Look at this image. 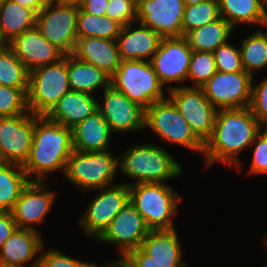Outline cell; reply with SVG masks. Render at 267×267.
<instances>
[{"label":"cell","instance_id":"cell-40","mask_svg":"<svg viewBox=\"0 0 267 267\" xmlns=\"http://www.w3.org/2000/svg\"><path fill=\"white\" fill-rule=\"evenodd\" d=\"M249 108L262 128H267V76L263 81L252 84Z\"/></svg>","mask_w":267,"mask_h":267},{"label":"cell","instance_id":"cell-33","mask_svg":"<svg viewBox=\"0 0 267 267\" xmlns=\"http://www.w3.org/2000/svg\"><path fill=\"white\" fill-rule=\"evenodd\" d=\"M29 71L5 45L0 50V85L11 88H28Z\"/></svg>","mask_w":267,"mask_h":267},{"label":"cell","instance_id":"cell-15","mask_svg":"<svg viewBox=\"0 0 267 267\" xmlns=\"http://www.w3.org/2000/svg\"><path fill=\"white\" fill-rule=\"evenodd\" d=\"M149 230L141 214L129 201L96 240L118 245V257L122 259L129 251L141 247Z\"/></svg>","mask_w":267,"mask_h":267},{"label":"cell","instance_id":"cell-31","mask_svg":"<svg viewBox=\"0 0 267 267\" xmlns=\"http://www.w3.org/2000/svg\"><path fill=\"white\" fill-rule=\"evenodd\" d=\"M122 25L106 15L95 16L79 8L77 18V38L95 37L116 40Z\"/></svg>","mask_w":267,"mask_h":267},{"label":"cell","instance_id":"cell-9","mask_svg":"<svg viewBox=\"0 0 267 267\" xmlns=\"http://www.w3.org/2000/svg\"><path fill=\"white\" fill-rule=\"evenodd\" d=\"M78 12L79 5L51 0L36 15L35 27L65 55L72 54L78 39Z\"/></svg>","mask_w":267,"mask_h":267},{"label":"cell","instance_id":"cell-47","mask_svg":"<svg viewBox=\"0 0 267 267\" xmlns=\"http://www.w3.org/2000/svg\"><path fill=\"white\" fill-rule=\"evenodd\" d=\"M59 3H64V4H76L79 5L83 0H54Z\"/></svg>","mask_w":267,"mask_h":267},{"label":"cell","instance_id":"cell-29","mask_svg":"<svg viewBox=\"0 0 267 267\" xmlns=\"http://www.w3.org/2000/svg\"><path fill=\"white\" fill-rule=\"evenodd\" d=\"M234 28L221 16L202 27L187 33L184 37L192 51L213 52L222 44L228 42V38Z\"/></svg>","mask_w":267,"mask_h":267},{"label":"cell","instance_id":"cell-44","mask_svg":"<svg viewBox=\"0 0 267 267\" xmlns=\"http://www.w3.org/2000/svg\"><path fill=\"white\" fill-rule=\"evenodd\" d=\"M108 0H83L79 4V8L85 12L95 16L106 15Z\"/></svg>","mask_w":267,"mask_h":267},{"label":"cell","instance_id":"cell-8","mask_svg":"<svg viewBox=\"0 0 267 267\" xmlns=\"http://www.w3.org/2000/svg\"><path fill=\"white\" fill-rule=\"evenodd\" d=\"M168 143L203 154L204 142L194 133L174 103L166 97L145 110V127Z\"/></svg>","mask_w":267,"mask_h":267},{"label":"cell","instance_id":"cell-30","mask_svg":"<svg viewBox=\"0 0 267 267\" xmlns=\"http://www.w3.org/2000/svg\"><path fill=\"white\" fill-rule=\"evenodd\" d=\"M29 179L18 164L0 161V211L10 212Z\"/></svg>","mask_w":267,"mask_h":267},{"label":"cell","instance_id":"cell-3","mask_svg":"<svg viewBox=\"0 0 267 267\" xmlns=\"http://www.w3.org/2000/svg\"><path fill=\"white\" fill-rule=\"evenodd\" d=\"M124 153L123 157H118L119 170L130 179H136V182H127V185L165 183L167 179L170 180L182 174L180 164L161 146L142 142L128 148Z\"/></svg>","mask_w":267,"mask_h":267},{"label":"cell","instance_id":"cell-48","mask_svg":"<svg viewBox=\"0 0 267 267\" xmlns=\"http://www.w3.org/2000/svg\"><path fill=\"white\" fill-rule=\"evenodd\" d=\"M184 2V5H193V4H199L201 2L207 1V0H182Z\"/></svg>","mask_w":267,"mask_h":267},{"label":"cell","instance_id":"cell-26","mask_svg":"<svg viewBox=\"0 0 267 267\" xmlns=\"http://www.w3.org/2000/svg\"><path fill=\"white\" fill-rule=\"evenodd\" d=\"M67 71L70 90L92 95L97 87L104 90L110 86L109 75L93 64L77 59L72 54L67 55Z\"/></svg>","mask_w":267,"mask_h":267},{"label":"cell","instance_id":"cell-32","mask_svg":"<svg viewBox=\"0 0 267 267\" xmlns=\"http://www.w3.org/2000/svg\"><path fill=\"white\" fill-rule=\"evenodd\" d=\"M241 60L244 71L253 73L267 68V31L258 29L241 43Z\"/></svg>","mask_w":267,"mask_h":267},{"label":"cell","instance_id":"cell-28","mask_svg":"<svg viewBox=\"0 0 267 267\" xmlns=\"http://www.w3.org/2000/svg\"><path fill=\"white\" fill-rule=\"evenodd\" d=\"M35 23L36 14L31 9L12 0L0 5V38L5 44L34 28Z\"/></svg>","mask_w":267,"mask_h":267},{"label":"cell","instance_id":"cell-46","mask_svg":"<svg viewBox=\"0 0 267 267\" xmlns=\"http://www.w3.org/2000/svg\"><path fill=\"white\" fill-rule=\"evenodd\" d=\"M84 267H124V266H123L122 259L119 258L118 260H113L109 262L108 264H104V265L101 264L100 266H98L97 264L88 262Z\"/></svg>","mask_w":267,"mask_h":267},{"label":"cell","instance_id":"cell-12","mask_svg":"<svg viewBox=\"0 0 267 267\" xmlns=\"http://www.w3.org/2000/svg\"><path fill=\"white\" fill-rule=\"evenodd\" d=\"M253 77L245 72L217 71L201 88L217 109L249 107Z\"/></svg>","mask_w":267,"mask_h":267},{"label":"cell","instance_id":"cell-42","mask_svg":"<svg viewBox=\"0 0 267 267\" xmlns=\"http://www.w3.org/2000/svg\"><path fill=\"white\" fill-rule=\"evenodd\" d=\"M122 262L124 267H189L186 264H159L140 247L129 251L122 258Z\"/></svg>","mask_w":267,"mask_h":267},{"label":"cell","instance_id":"cell-36","mask_svg":"<svg viewBox=\"0 0 267 267\" xmlns=\"http://www.w3.org/2000/svg\"><path fill=\"white\" fill-rule=\"evenodd\" d=\"M28 88H11L0 85V118L14 117L28 112Z\"/></svg>","mask_w":267,"mask_h":267},{"label":"cell","instance_id":"cell-39","mask_svg":"<svg viewBox=\"0 0 267 267\" xmlns=\"http://www.w3.org/2000/svg\"><path fill=\"white\" fill-rule=\"evenodd\" d=\"M253 145L254 150L249 173L252 175L267 174V128H262L256 134L251 146Z\"/></svg>","mask_w":267,"mask_h":267},{"label":"cell","instance_id":"cell-13","mask_svg":"<svg viewBox=\"0 0 267 267\" xmlns=\"http://www.w3.org/2000/svg\"><path fill=\"white\" fill-rule=\"evenodd\" d=\"M192 52L184 36L162 38L150 61L162 86L173 82L185 83Z\"/></svg>","mask_w":267,"mask_h":267},{"label":"cell","instance_id":"cell-27","mask_svg":"<svg viewBox=\"0 0 267 267\" xmlns=\"http://www.w3.org/2000/svg\"><path fill=\"white\" fill-rule=\"evenodd\" d=\"M220 16L233 28L237 23L265 25L267 8L263 0H218Z\"/></svg>","mask_w":267,"mask_h":267},{"label":"cell","instance_id":"cell-4","mask_svg":"<svg viewBox=\"0 0 267 267\" xmlns=\"http://www.w3.org/2000/svg\"><path fill=\"white\" fill-rule=\"evenodd\" d=\"M129 189L130 203L150 230L175 228L174 216L181 198L173 188L165 183H137Z\"/></svg>","mask_w":267,"mask_h":267},{"label":"cell","instance_id":"cell-19","mask_svg":"<svg viewBox=\"0 0 267 267\" xmlns=\"http://www.w3.org/2000/svg\"><path fill=\"white\" fill-rule=\"evenodd\" d=\"M6 46L29 72L40 66L57 62L65 56L60 49L46 40L36 27L13 38Z\"/></svg>","mask_w":267,"mask_h":267},{"label":"cell","instance_id":"cell-49","mask_svg":"<svg viewBox=\"0 0 267 267\" xmlns=\"http://www.w3.org/2000/svg\"><path fill=\"white\" fill-rule=\"evenodd\" d=\"M262 239H263V243H264V249L266 250V263H267V233L265 234H263V236H262Z\"/></svg>","mask_w":267,"mask_h":267},{"label":"cell","instance_id":"cell-23","mask_svg":"<svg viewBox=\"0 0 267 267\" xmlns=\"http://www.w3.org/2000/svg\"><path fill=\"white\" fill-rule=\"evenodd\" d=\"M98 100L85 92H66L45 115L50 120L70 129L97 111Z\"/></svg>","mask_w":267,"mask_h":267},{"label":"cell","instance_id":"cell-20","mask_svg":"<svg viewBox=\"0 0 267 267\" xmlns=\"http://www.w3.org/2000/svg\"><path fill=\"white\" fill-rule=\"evenodd\" d=\"M137 24L139 25L136 29H133L132 23L123 26L116 39L122 61H151L163 38L140 22Z\"/></svg>","mask_w":267,"mask_h":267},{"label":"cell","instance_id":"cell-7","mask_svg":"<svg viewBox=\"0 0 267 267\" xmlns=\"http://www.w3.org/2000/svg\"><path fill=\"white\" fill-rule=\"evenodd\" d=\"M119 170L118 158L108 150L80 152L73 150L65 168V179L82 191L102 189L113 185Z\"/></svg>","mask_w":267,"mask_h":267},{"label":"cell","instance_id":"cell-11","mask_svg":"<svg viewBox=\"0 0 267 267\" xmlns=\"http://www.w3.org/2000/svg\"><path fill=\"white\" fill-rule=\"evenodd\" d=\"M130 201L129 185L113 184L102 189L92 199L79 219L87 237L97 239L109 226L118 212Z\"/></svg>","mask_w":267,"mask_h":267},{"label":"cell","instance_id":"cell-45","mask_svg":"<svg viewBox=\"0 0 267 267\" xmlns=\"http://www.w3.org/2000/svg\"><path fill=\"white\" fill-rule=\"evenodd\" d=\"M18 4L31 9L36 15L51 1V0H12Z\"/></svg>","mask_w":267,"mask_h":267},{"label":"cell","instance_id":"cell-17","mask_svg":"<svg viewBox=\"0 0 267 267\" xmlns=\"http://www.w3.org/2000/svg\"><path fill=\"white\" fill-rule=\"evenodd\" d=\"M137 22L162 37H182V0H137Z\"/></svg>","mask_w":267,"mask_h":267},{"label":"cell","instance_id":"cell-18","mask_svg":"<svg viewBox=\"0 0 267 267\" xmlns=\"http://www.w3.org/2000/svg\"><path fill=\"white\" fill-rule=\"evenodd\" d=\"M55 194L56 192L50 191L43 181H29L10 211L17 228L37 231L33 225L45 221Z\"/></svg>","mask_w":267,"mask_h":267},{"label":"cell","instance_id":"cell-1","mask_svg":"<svg viewBox=\"0 0 267 267\" xmlns=\"http://www.w3.org/2000/svg\"><path fill=\"white\" fill-rule=\"evenodd\" d=\"M262 129L249 107L218 109L211 136L204 142L206 167L220 161L241 170L236 156L251 147L256 134Z\"/></svg>","mask_w":267,"mask_h":267},{"label":"cell","instance_id":"cell-52","mask_svg":"<svg viewBox=\"0 0 267 267\" xmlns=\"http://www.w3.org/2000/svg\"><path fill=\"white\" fill-rule=\"evenodd\" d=\"M8 0H0V5H2L3 3H5Z\"/></svg>","mask_w":267,"mask_h":267},{"label":"cell","instance_id":"cell-16","mask_svg":"<svg viewBox=\"0 0 267 267\" xmlns=\"http://www.w3.org/2000/svg\"><path fill=\"white\" fill-rule=\"evenodd\" d=\"M103 102L97 103V110L117 133L145 130V109L130 101L111 85L103 90Z\"/></svg>","mask_w":267,"mask_h":267},{"label":"cell","instance_id":"cell-38","mask_svg":"<svg viewBox=\"0 0 267 267\" xmlns=\"http://www.w3.org/2000/svg\"><path fill=\"white\" fill-rule=\"evenodd\" d=\"M137 0H108L106 16L122 26L137 23Z\"/></svg>","mask_w":267,"mask_h":267},{"label":"cell","instance_id":"cell-35","mask_svg":"<svg viewBox=\"0 0 267 267\" xmlns=\"http://www.w3.org/2000/svg\"><path fill=\"white\" fill-rule=\"evenodd\" d=\"M217 72L213 52L193 51L187 80L201 88Z\"/></svg>","mask_w":267,"mask_h":267},{"label":"cell","instance_id":"cell-43","mask_svg":"<svg viewBox=\"0 0 267 267\" xmlns=\"http://www.w3.org/2000/svg\"><path fill=\"white\" fill-rule=\"evenodd\" d=\"M16 228L17 225L11 212L0 211V250L4 242L11 236Z\"/></svg>","mask_w":267,"mask_h":267},{"label":"cell","instance_id":"cell-24","mask_svg":"<svg viewBox=\"0 0 267 267\" xmlns=\"http://www.w3.org/2000/svg\"><path fill=\"white\" fill-rule=\"evenodd\" d=\"M111 133L109 123L97 110L72 128L73 150L80 152L107 151Z\"/></svg>","mask_w":267,"mask_h":267},{"label":"cell","instance_id":"cell-2","mask_svg":"<svg viewBox=\"0 0 267 267\" xmlns=\"http://www.w3.org/2000/svg\"><path fill=\"white\" fill-rule=\"evenodd\" d=\"M72 152V129L46 116L34 115L32 147L22 166L29 181L44 182L48 173L58 170L64 175Z\"/></svg>","mask_w":267,"mask_h":267},{"label":"cell","instance_id":"cell-51","mask_svg":"<svg viewBox=\"0 0 267 267\" xmlns=\"http://www.w3.org/2000/svg\"><path fill=\"white\" fill-rule=\"evenodd\" d=\"M6 44L1 40L0 38V50L5 46Z\"/></svg>","mask_w":267,"mask_h":267},{"label":"cell","instance_id":"cell-37","mask_svg":"<svg viewBox=\"0 0 267 267\" xmlns=\"http://www.w3.org/2000/svg\"><path fill=\"white\" fill-rule=\"evenodd\" d=\"M217 71L231 73L244 71L240 49L229 41L213 51Z\"/></svg>","mask_w":267,"mask_h":267},{"label":"cell","instance_id":"cell-6","mask_svg":"<svg viewBox=\"0 0 267 267\" xmlns=\"http://www.w3.org/2000/svg\"><path fill=\"white\" fill-rule=\"evenodd\" d=\"M68 91L70 87L65 55L57 62L29 72L28 111L33 115L45 116Z\"/></svg>","mask_w":267,"mask_h":267},{"label":"cell","instance_id":"cell-41","mask_svg":"<svg viewBox=\"0 0 267 267\" xmlns=\"http://www.w3.org/2000/svg\"><path fill=\"white\" fill-rule=\"evenodd\" d=\"M87 263L59 250L50 249L39 254L38 267H84Z\"/></svg>","mask_w":267,"mask_h":267},{"label":"cell","instance_id":"cell-50","mask_svg":"<svg viewBox=\"0 0 267 267\" xmlns=\"http://www.w3.org/2000/svg\"><path fill=\"white\" fill-rule=\"evenodd\" d=\"M38 263H39V257L36 258V260H34V262L31 264V266L29 265V267H38ZM11 267H26V266H11Z\"/></svg>","mask_w":267,"mask_h":267},{"label":"cell","instance_id":"cell-10","mask_svg":"<svg viewBox=\"0 0 267 267\" xmlns=\"http://www.w3.org/2000/svg\"><path fill=\"white\" fill-rule=\"evenodd\" d=\"M167 93L194 133L205 142L211 136L218 109L205 97L203 89L173 85Z\"/></svg>","mask_w":267,"mask_h":267},{"label":"cell","instance_id":"cell-5","mask_svg":"<svg viewBox=\"0 0 267 267\" xmlns=\"http://www.w3.org/2000/svg\"><path fill=\"white\" fill-rule=\"evenodd\" d=\"M110 85L145 110L166 98L150 61H121L110 78Z\"/></svg>","mask_w":267,"mask_h":267},{"label":"cell","instance_id":"cell-22","mask_svg":"<svg viewBox=\"0 0 267 267\" xmlns=\"http://www.w3.org/2000/svg\"><path fill=\"white\" fill-rule=\"evenodd\" d=\"M39 232L16 228L0 250V267L27 266L37 253L44 251ZM25 264V265H24Z\"/></svg>","mask_w":267,"mask_h":267},{"label":"cell","instance_id":"cell-34","mask_svg":"<svg viewBox=\"0 0 267 267\" xmlns=\"http://www.w3.org/2000/svg\"><path fill=\"white\" fill-rule=\"evenodd\" d=\"M220 17L218 0H207L187 5L182 19V36Z\"/></svg>","mask_w":267,"mask_h":267},{"label":"cell","instance_id":"cell-14","mask_svg":"<svg viewBox=\"0 0 267 267\" xmlns=\"http://www.w3.org/2000/svg\"><path fill=\"white\" fill-rule=\"evenodd\" d=\"M34 132V115L0 118V161L23 166L28 160Z\"/></svg>","mask_w":267,"mask_h":267},{"label":"cell","instance_id":"cell-25","mask_svg":"<svg viewBox=\"0 0 267 267\" xmlns=\"http://www.w3.org/2000/svg\"><path fill=\"white\" fill-rule=\"evenodd\" d=\"M140 248L159 264H186L175 228L149 230Z\"/></svg>","mask_w":267,"mask_h":267},{"label":"cell","instance_id":"cell-21","mask_svg":"<svg viewBox=\"0 0 267 267\" xmlns=\"http://www.w3.org/2000/svg\"><path fill=\"white\" fill-rule=\"evenodd\" d=\"M77 59L93 64L110 77L121 64L116 40L106 38H78L72 53Z\"/></svg>","mask_w":267,"mask_h":267}]
</instances>
